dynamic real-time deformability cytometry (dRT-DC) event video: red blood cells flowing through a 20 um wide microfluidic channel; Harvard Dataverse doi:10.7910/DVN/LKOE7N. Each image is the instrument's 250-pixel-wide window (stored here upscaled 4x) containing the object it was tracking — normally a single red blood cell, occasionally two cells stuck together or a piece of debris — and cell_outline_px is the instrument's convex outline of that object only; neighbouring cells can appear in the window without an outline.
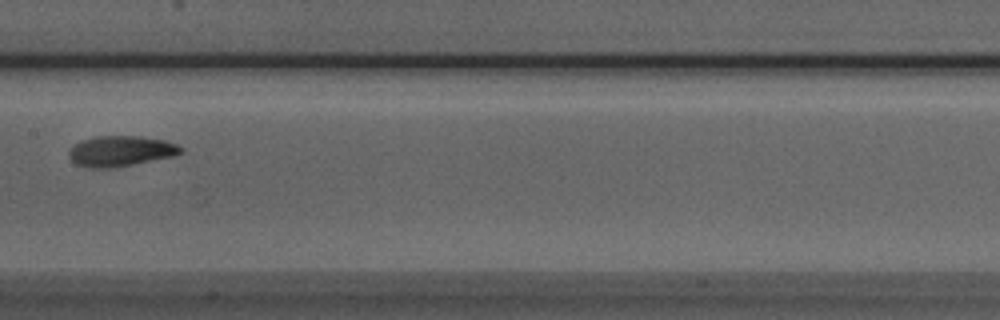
{"species": "Egyptian fruit bat (a non-hibernating species)", "species_latin": "Rousettus aegyptiacus", "temperature_condition": "room temperature", "stored_images_in_passage": 6, "camera_frame_rate_fps": 3000, "um_per_image_px": 0.085, "animal": {"sex": "male"}, "frame": {"image": 1, "passage_image": 5, "time_ms": 1.333, "image_size_px": [1000, 320], "cell_outline_px": [[184, 152], [176, 156], [112, 168], [88, 168], [76, 164], [68, 156], [68, 152], [76, 144], [84, 140], [96, 136], [140, 136], [164, 140], [176, 144], [184, 148]], "centroid_in_image_um": [10.31, 12.85], "position_along_channel_um": 197.1, "area_um2": 19.94}}
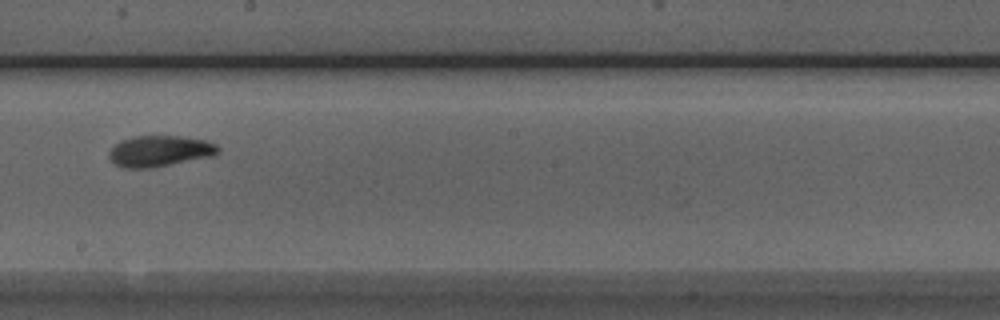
{"frame": {"image": 2, "passage_image": 6, "time_ms": 1.667, "image_size_px": [1000, 320], "cell_outline_px": [[220, 152], [216, 156], [152, 168], [124, 168], [116, 164], [108, 156], [108, 152], [120, 140], [132, 136], [184, 136], [208, 140], [216, 144], [220, 148]], "centroid_in_image_um": [13.64, 12.84], "position_along_channel_um": 234.6, "area_um2": 20.11}}